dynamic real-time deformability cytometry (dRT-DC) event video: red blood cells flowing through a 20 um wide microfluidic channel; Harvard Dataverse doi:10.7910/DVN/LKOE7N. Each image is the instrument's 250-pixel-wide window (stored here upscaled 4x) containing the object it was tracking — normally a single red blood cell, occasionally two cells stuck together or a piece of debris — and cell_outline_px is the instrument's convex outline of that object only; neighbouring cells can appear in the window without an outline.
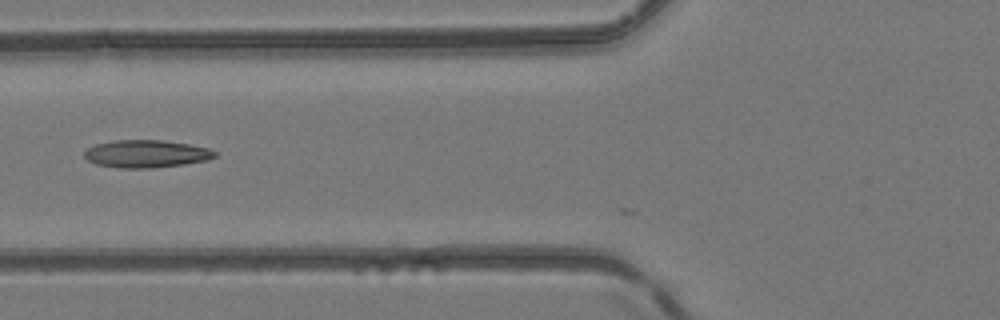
{"species": "common noctule bat (a hibernating species)", "species_latin": "Nyctalus noctula", "temperature_condition": "room temperature", "stored_images_in_passage": 2, "camera_frame_rate_fps": 3000, "um_per_image_px": 0.085, "animal": {"sex": "female", "body_mass_g": 24.6, "forearm_length_mm": 56.2}, "frame": {"image": 1, "passage_image": 2, "time_ms": 0.333, "image_size_px": [1000, 320], "cell_outline_px": [[216, 156], [208, 160], [184, 164], [152, 168], [116, 168], [96, 164], [88, 160], [84, 156], [84, 152], [88, 148], [96, 144], [112, 140], [164, 140], [188, 144], [208, 148], [216, 152]], "centroid_in_image_um": [12.42, 13.07], "position_along_channel_um": 113.4, "area_um2": 21.04}}